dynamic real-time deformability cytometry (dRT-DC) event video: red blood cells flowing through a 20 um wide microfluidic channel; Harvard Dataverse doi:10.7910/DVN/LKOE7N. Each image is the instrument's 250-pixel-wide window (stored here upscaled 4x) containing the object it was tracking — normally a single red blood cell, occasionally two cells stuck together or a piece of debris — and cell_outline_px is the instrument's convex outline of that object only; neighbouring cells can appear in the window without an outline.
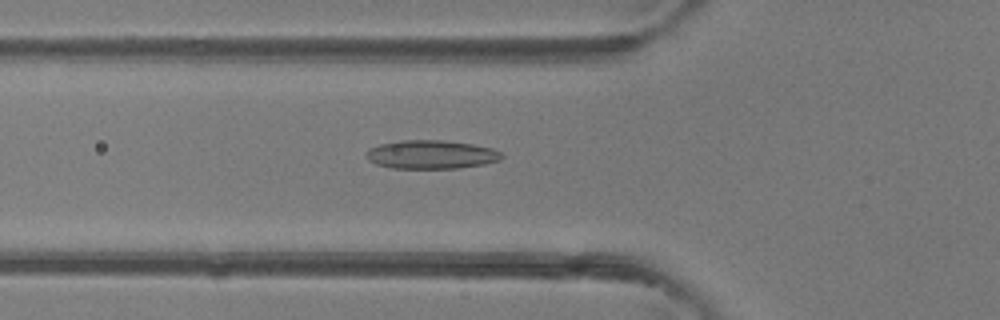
{"species": "common noctule bat (a hibernating species)", "species_latin": "Nyctalus noctula", "temperature_condition": "room temperature", "stored_images_in_passage": 47, "camera_frame_rate_fps": 3000, "um_per_image_px": 0.085, "animal": {"sex": "female"}, "frame": {"image": 1, "passage_image": 17, "time_ms": 5.333, "image_size_px": [1000, 320], "cell_outline_px": [[504, 156], [500, 160], [484, 164], [456, 168], [392, 168], [376, 164], [368, 160], [364, 152], [368, 148], [380, 144], [400, 140], [444, 140], [472, 144], [492, 148], [500, 152]], "centroid_in_image_um": [36.62, 13.13], "position_along_channel_um": 89.2, "area_um2": 22.66}}
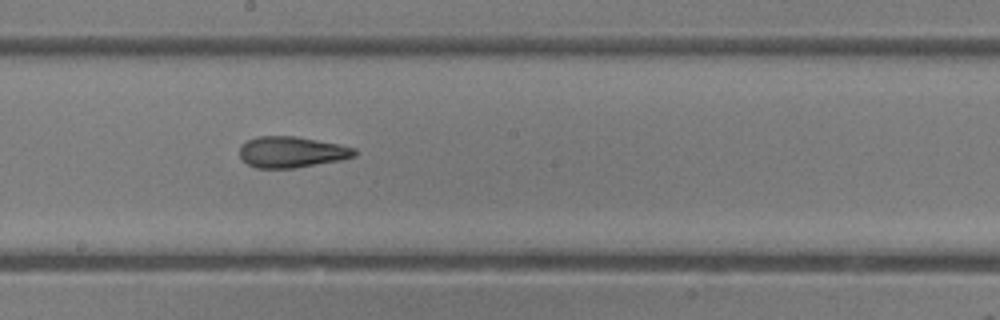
{"frame": {"image": 2, "passage_image": 26, "time_ms": 8.333, "image_size_px": [1000, 320], "cell_outline_px": [[356, 156], [344, 160], [296, 168], [256, 168], [248, 164], [240, 156], [240, 144], [248, 140], [260, 136], [296, 136], [340, 144], [356, 148]], "centroid_in_image_um": [24.83, 12.93], "position_along_channel_um": 223.4, "area_um2": 21.04}}
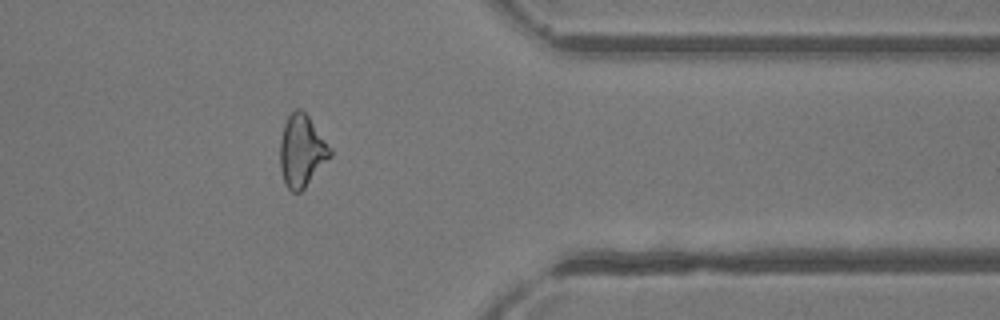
{"frame": {"image": 3, "passage_image": 38, "time_ms": 12.333, "image_size_px": [1000, 320], "cell_outline_px": [[332, 156], [304, 188], [300, 192], [292, 192], [284, 184], [280, 168], [280, 140], [284, 124], [288, 116], [296, 108], [300, 108], [308, 116], [332, 148]], "centroid_in_image_um": [25.65, 12.83], "position_along_channel_um": 385.8, "area_um2": 21.1}, "authors_computed_cell_mechanics": {"area_um2": 21.5016, "velocity_mm_per_s": 4.4464, "shape_relaxation_time_tau1_ms": 4.8817, "shape_relaxation_time_tau2_ms": 2.6773, "deformation_change_tau1": 0.1352, "deformation_change_tau2": 0.1312}}